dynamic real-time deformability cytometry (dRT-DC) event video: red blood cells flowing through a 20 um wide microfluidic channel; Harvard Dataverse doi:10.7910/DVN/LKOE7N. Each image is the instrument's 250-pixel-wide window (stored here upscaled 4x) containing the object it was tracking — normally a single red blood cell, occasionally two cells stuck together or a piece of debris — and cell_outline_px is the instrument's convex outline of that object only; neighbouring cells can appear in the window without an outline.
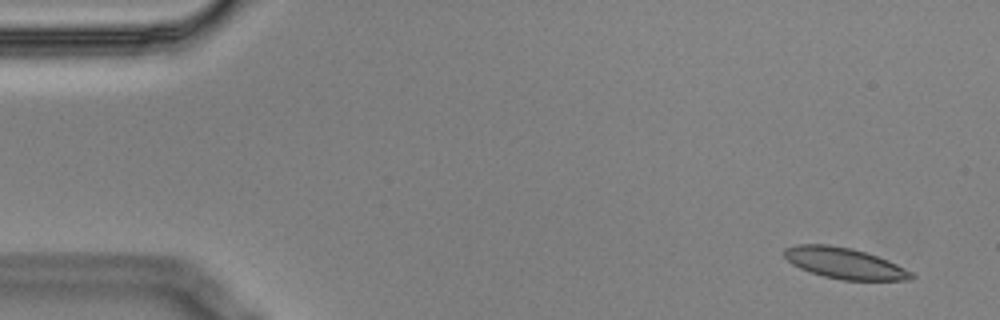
{"species": "Egyptian fruit bat (a non-hibernating species)", "species_latin": "Rousettus aegyptiacus", "temperature_condition": "cold", "stored_images_in_passage": 6, "camera_frame_rate_fps": 3000, "um_per_image_px": 0.085, "animal": {"sex": "male"}, "frame": {"image": 1, "passage_image": 1, "time_ms": 0.0, "image_size_px": [1000, 320], "cell_outline_px": [[916, 276], [912, 280], [840, 280], [824, 276], [800, 268], [792, 264], [784, 256], [784, 248], [796, 244], [828, 244], [852, 248], [888, 260], [912, 272]], "centroid_in_image_um": [71.78, 22.37], "position_along_channel_um": 13.2, "area_um2": 22.89}}
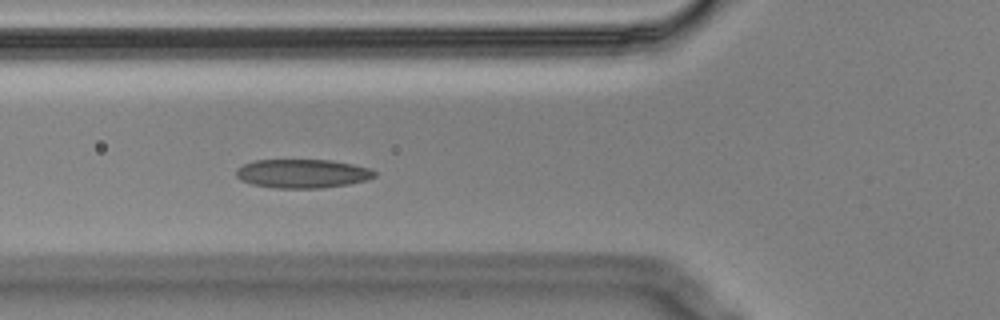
{"frame": {"image": 2, "passage_image": 6, "time_ms": 1.667, "image_size_px": [1000, 320], "cell_outline_px": [[376, 176], [364, 180], [348, 184], [320, 188], [272, 188], [252, 184], [240, 180], [236, 176], [236, 172], [244, 164], [256, 160], [332, 160], [372, 168], [376, 172]], "centroid_in_image_um": [25.72, 14.75], "position_along_channel_um": 100.1, "area_um2": 23.18}}